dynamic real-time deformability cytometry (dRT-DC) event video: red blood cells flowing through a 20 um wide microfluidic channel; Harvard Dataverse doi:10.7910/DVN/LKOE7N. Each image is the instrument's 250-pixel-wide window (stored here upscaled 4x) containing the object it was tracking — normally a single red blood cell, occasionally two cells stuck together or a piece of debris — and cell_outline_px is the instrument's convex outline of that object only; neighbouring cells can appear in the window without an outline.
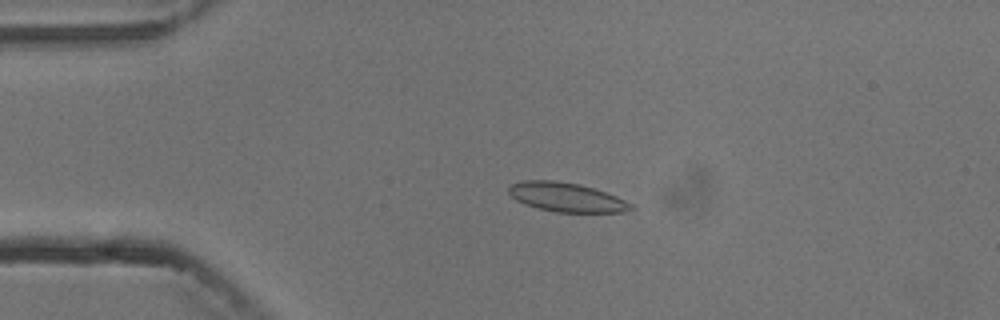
{"species": "common noctule bat (a hibernating species)", "species_latin": "Nyctalus noctula", "temperature_condition": "cold", "stored_images_in_passage": 3, "camera_frame_rate_fps": 3000, "um_per_image_px": 0.085, "animal": {"sex": "male", "body_mass_g": 13.3}, "frame": {"image": 1, "passage_image": 2, "time_ms": 1.0, "image_size_px": [1000, 320], "cell_outline_px": [[636, 208], [624, 212], [556, 212], [524, 204], [516, 200], [508, 192], [508, 188], [512, 184], [524, 180], [556, 180], [580, 184], [616, 196], [632, 204]], "centroid_in_image_um": [48.15, 16.76], "position_along_channel_um": 36.9, "area_um2": 20.63}}